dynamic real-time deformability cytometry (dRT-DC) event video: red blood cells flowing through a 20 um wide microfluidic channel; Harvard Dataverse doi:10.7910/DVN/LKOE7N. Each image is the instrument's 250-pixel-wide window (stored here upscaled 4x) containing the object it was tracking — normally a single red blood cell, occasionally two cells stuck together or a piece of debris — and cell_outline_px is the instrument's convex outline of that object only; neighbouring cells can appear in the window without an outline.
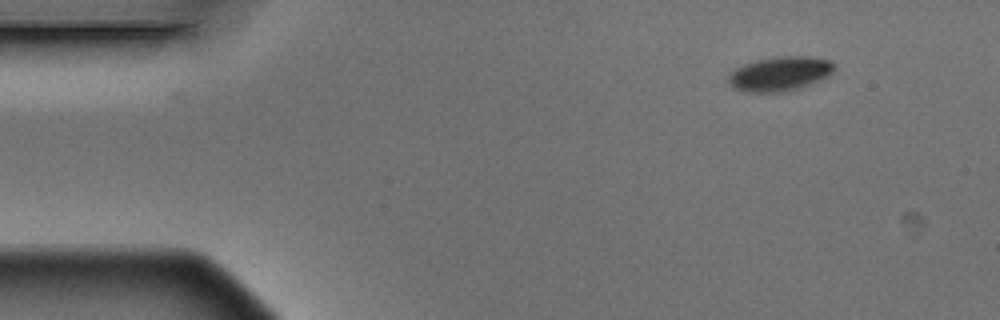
{"species": "Egyptian fruit bat (a non-hibernating species)", "species_latin": "Rousettus aegyptiacus", "temperature_condition": "warm", "stored_images_in_passage": 7, "camera_frame_rate_fps": 3000, "um_per_image_px": 0.085, "animal": {"sex": "male"}, "frame": {"image": 1, "passage_image": 1, "time_ms": 0.0, "image_size_px": [1000, 320], "cell_outline_px": [[836, 68], [828, 76], [800, 88], [780, 92], [748, 92], [732, 88], [728, 80], [728, 76], [736, 68], [744, 64], [760, 60], [780, 56], [808, 56], [828, 60], [836, 64]], "centroid_in_image_um": [66.3, 6.27], "position_along_channel_um": 18.7, "area_um2": 21.04}}
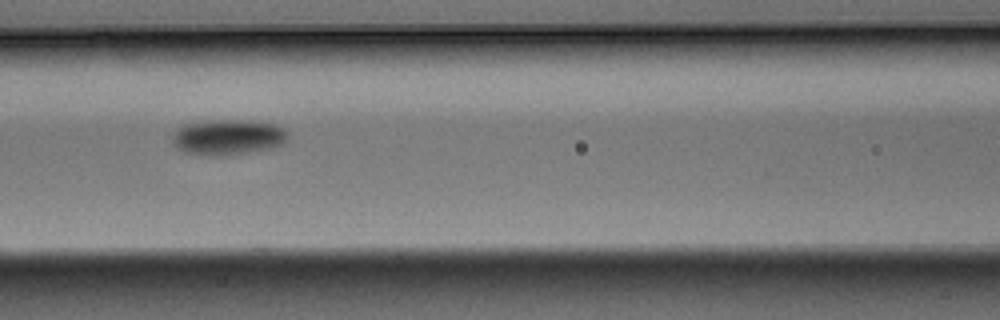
{"frame": {"image": 2, "passage_image": 6, "time_ms": 1.667, "image_size_px": [1000, 320], "cell_outline_px": [[288, 140], [284, 144], [272, 148], [224, 156], [212, 156], [184, 152], [176, 148], [172, 144], [172, 136], [176, 128], [184, 124], [220, 120], [248, 120], [272, 124], [284, 128], [288, 136]], "centroid_in_image_um": [19.36, 11.67], "position_along_channel_um": 147.2, "area_um2": 24.04}}
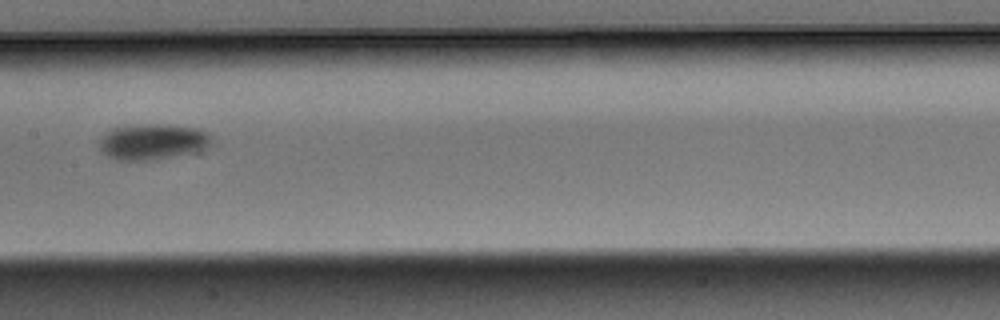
{"frame": {"image": 3, "passage_image": 7, "time_ms": 2.0, "image_size_px": [1000, 320], "cell_outline_px": [[212, 140], [208, 148], [148, 160], [116, 160], [100, 152], [100, 140], [104, 132], [108, 128], [136, 124], [164, 124], [200, 128], [208, 132], [212, 136]], "centroid_in_image_um": [12.93, 12.01], "position_along_channel_um": 194.5, "area_um2": 23.52}}